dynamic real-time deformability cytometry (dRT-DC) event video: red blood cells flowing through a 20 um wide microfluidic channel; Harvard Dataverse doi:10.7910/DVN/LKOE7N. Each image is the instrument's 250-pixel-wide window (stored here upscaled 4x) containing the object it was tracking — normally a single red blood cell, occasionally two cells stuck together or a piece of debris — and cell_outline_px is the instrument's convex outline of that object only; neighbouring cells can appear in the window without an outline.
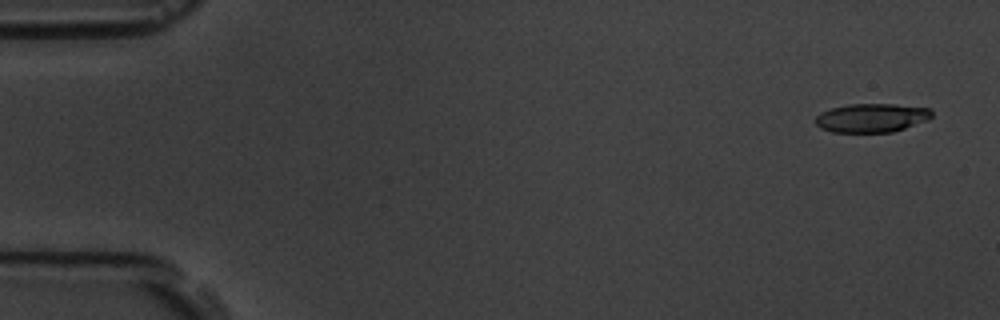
{"species": "common noctule bat (a hibernating species)", "species_latin": "Nyctalus noctula", "temperature_condition": "room temperature", "stored_images_in_passage": 5, "camera_frame_rate_fps": 3000, "um_per_image_px": 0.085, "animal": {"sex": "male", "body_mass_g": 19.5, "forearm_length_mm": 54.6}, "frame": {"image": 1, "passage_image": 1, "time_ms": 0.0, "image_size_px": [1000, 320], "cell_outline_px": [[932, 116], [928, 120], [892, 132], [832, 132], [820, 128], [816, 124], [816, 116], [820, 112], [832, 108], [848, 104], [896, 104], [932, 108]], "centroid_in_image_um": [74.1, 10.01], "position_along_channel_um": 10.9, "area_um2": 19.59}}
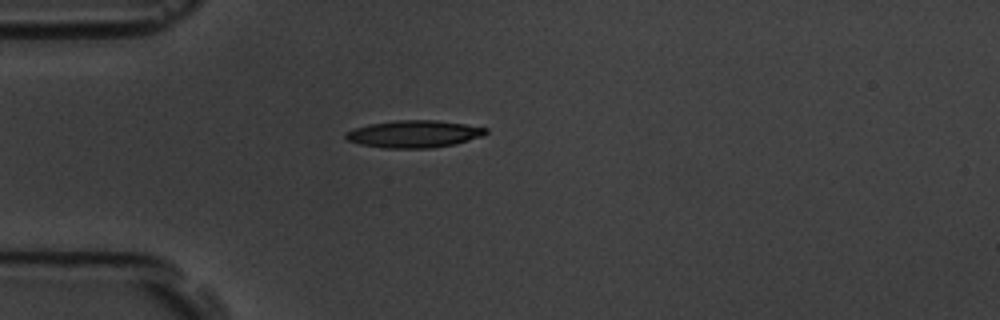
{"frame": {"image": 2, "passage_image": 4, "time_ms": 4.333, "image_size_px": [1000, 320], "cell_outline_px": [[488, 132], [480, 136], [456, 144], [432, 148], [384, 148], [360, 144], [348, 140], [344, 136], [344, 132], [368, 124], [396, 120], [436, 120], [464, 124], [488, 128]], "centroid_in_image_um": [35.17, 11.39], "position_along_channel_um": 49.8, "area_um2": 22.2}}